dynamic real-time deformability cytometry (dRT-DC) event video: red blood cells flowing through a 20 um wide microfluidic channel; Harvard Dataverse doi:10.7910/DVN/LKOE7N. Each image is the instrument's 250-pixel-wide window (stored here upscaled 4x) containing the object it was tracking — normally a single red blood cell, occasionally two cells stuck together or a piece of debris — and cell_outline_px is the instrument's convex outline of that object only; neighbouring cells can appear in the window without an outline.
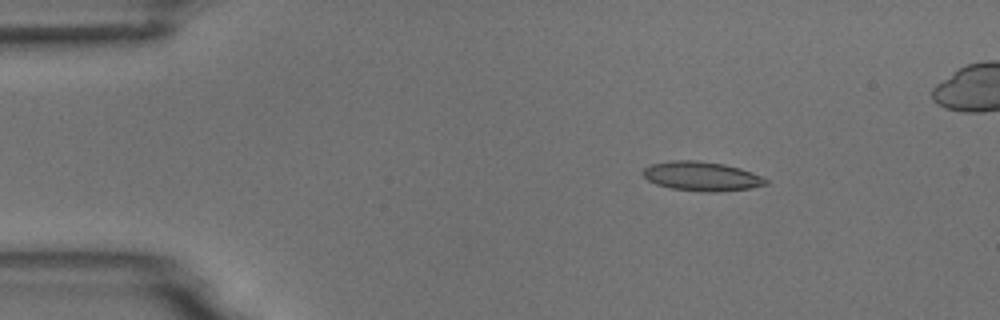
{"species": "common noctule bat (a hibernating species)", "species_latin": "Nyctalus noctula", "temperature_condition": "room temperature", "stored_images_in_passage": 4, "camera_frame_rate_fps": 3000, "um_per_image_px": 0.085, "animal": {"sex": "male", "body_mass_g": 18.8}, "frame": {"image": 1, "passage_image": 1, "time_ms": 0.0, "image_size_px": [1000, 320], "cell_outline_px": [[768, 184], [752, 188], [720, 192], [704, 192], [672, 188], [656, 184], [648, 180], [640, 172], [644, 168], [652, 164], [672, 160], [696, 160], [724, 164], [740, 168], [752, 172], [768, 180]], "centroid_in_image_um": [59.65, 14.98], "position_along_channel_um": 25.4, "area_um2": 21.04}}